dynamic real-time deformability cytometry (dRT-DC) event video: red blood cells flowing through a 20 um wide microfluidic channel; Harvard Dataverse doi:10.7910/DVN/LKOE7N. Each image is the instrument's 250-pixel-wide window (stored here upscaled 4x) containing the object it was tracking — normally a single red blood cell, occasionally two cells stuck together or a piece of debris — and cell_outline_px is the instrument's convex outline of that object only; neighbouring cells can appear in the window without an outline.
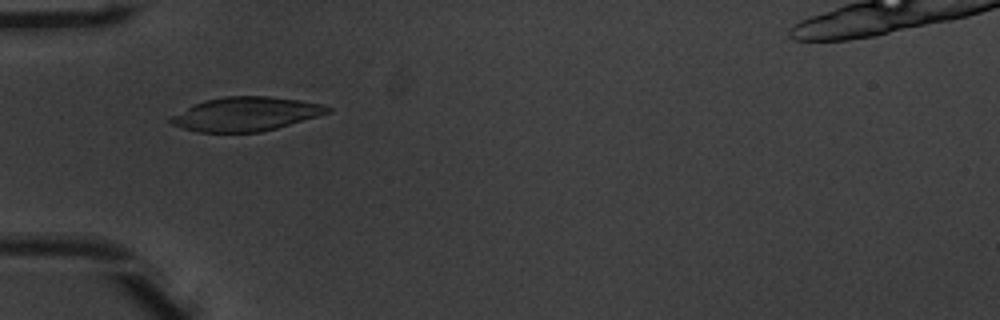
{"species": "common noctule bat (a hibernating species)", "species_latin": "Nyctalus noctula", "temperature_condition": "warm", "stored_images_in_passage": 34, "camera_frame_rate_fps": 3000, "um_per_image_px": 0.085, "animal": {"sex": "male", "body_mass_g": 20.1, "forearm_length_mm": 53.5}, "frame": {"image": 1, "passage_image": 3, "time_ms": 0.667, "image_size_px": [1000, 320], "cell_outline_px": [[332, 112], [276, 128], [260, 132], [196, 132], [172, 124], [168, 120], [172, 116], [192, 104], [204, 100], [224, 96], [268, 96], [300, 100], [324, 104], [332, 108]], "centroid_in_image_um": [20.91, 9.68], "position_along_channel_um": 64.1, "area_um2": 31.04}}
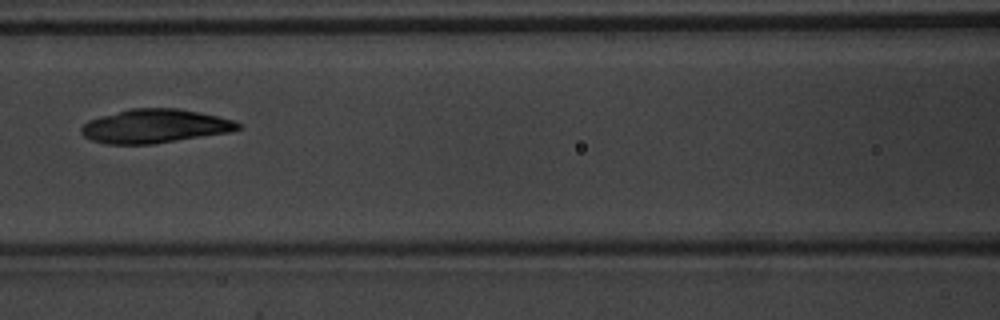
{"frame": {"image": 2, "passage_image": 10, "time_ms": 3.0, "image_size_px": [1000, 320], "cell_outline_px": [[244, 128], [232, 132], [152, 144], [104, 144], [92, 140], [84, 136], [80, 132], [80, 128], [88, 120], [100, 116], [128, 108], [180, 108], [200, 112], [236, 120]], "centroid_in_image_um": [13.19, 10.71], "position_along_channel_um": 153.4, "area_um2": 31.27}}
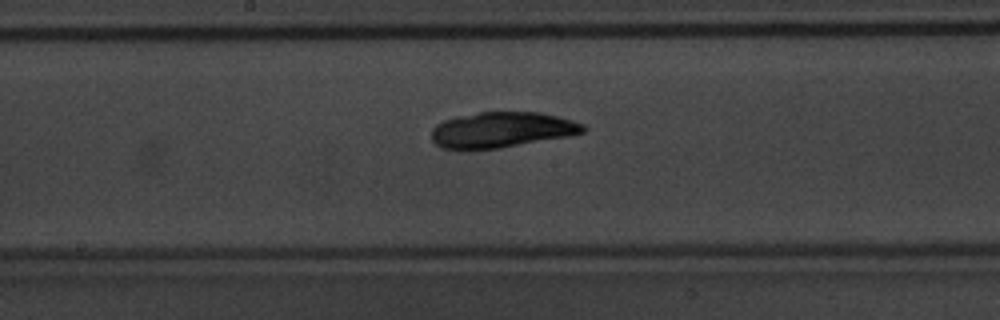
{"frame": {"image": 3, "passage_image": 14, "time_ms": 4.333, "image_size_px": [1000, 320], "cell_outline_px": [[588, 128], [584, 132], [572, 136], [500, 148], [440, 148], [432, 140], [432, 128], [436, 124], [444, 120], [456, 116], [480, 112], [540, 112], [572, 120], [584, 124]], "centroid_in_image_um": [42.69, 11.02], "position_along_channel_um": 205.5, "area_um2": 31.44}}